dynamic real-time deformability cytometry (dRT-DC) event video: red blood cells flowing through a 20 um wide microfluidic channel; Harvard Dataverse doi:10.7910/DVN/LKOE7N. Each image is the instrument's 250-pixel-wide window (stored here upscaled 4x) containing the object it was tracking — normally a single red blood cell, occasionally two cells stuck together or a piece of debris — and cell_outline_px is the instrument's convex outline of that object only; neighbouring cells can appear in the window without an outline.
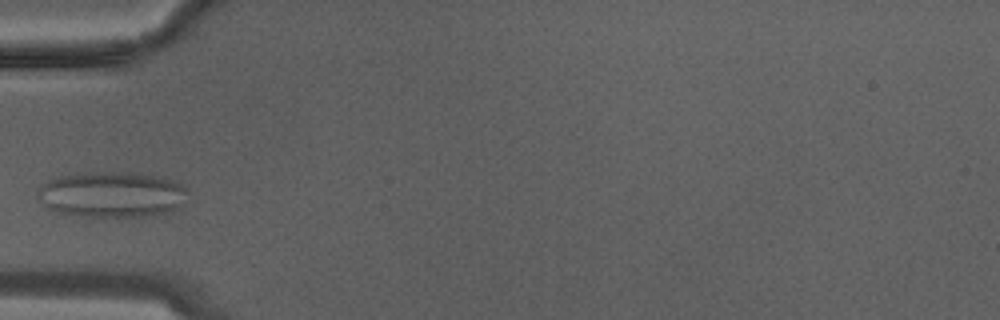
{"species": "Egyptian fruit bat (a non-hibernating species)", "species_latin": "Rousettus aegyptiacus", "temperature_condition": "warm", "stored_images_in_passage": 8, "camera_frame_rate_fps": 3000, "um_per_image_px": 0.085, "animal": {"sex": "male"}, "frame": {"image": 1, "passage_image": 5, "time_ms": 1.333, "image_size_px": [1000, 320], "cell_outline_px": [[188, 188], [180, 208], [152, 216], [84, 216], [60, 212], [48, 208], [36, 196], [36, 188], [48, 180], [56, 176], [92, 172], [132, 172], [156, 176], [184, 184]], "centroid_in_image_um": [9.49, 16.52], "position_along_channel_um": 75.5, "area_um2": 40.11}}
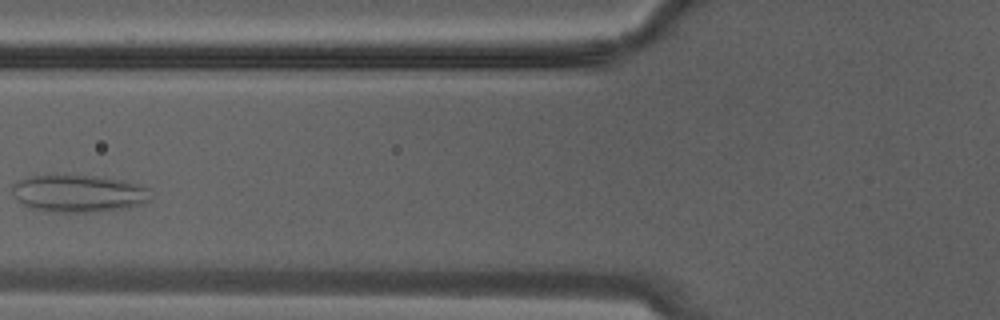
{"frame": {"image": 2, "passage_image": 7, "time_ms": 2.0, "image_size_px": [1000, 320], "cell_outline_px": [[148, 200], [144, 204], [128, 208], [100, 212], [56, 212], [28, 208], [16, 200], [12, 192], [12, 184], [16, 180], [24, 176], [64, 172], [100, 176], [128, 180], [140, 184], [148, 188]], "centroid_in_image_um": [6.62, 16.39], "position_along_channel_um": 119.2, "area_um2": 31.73}}